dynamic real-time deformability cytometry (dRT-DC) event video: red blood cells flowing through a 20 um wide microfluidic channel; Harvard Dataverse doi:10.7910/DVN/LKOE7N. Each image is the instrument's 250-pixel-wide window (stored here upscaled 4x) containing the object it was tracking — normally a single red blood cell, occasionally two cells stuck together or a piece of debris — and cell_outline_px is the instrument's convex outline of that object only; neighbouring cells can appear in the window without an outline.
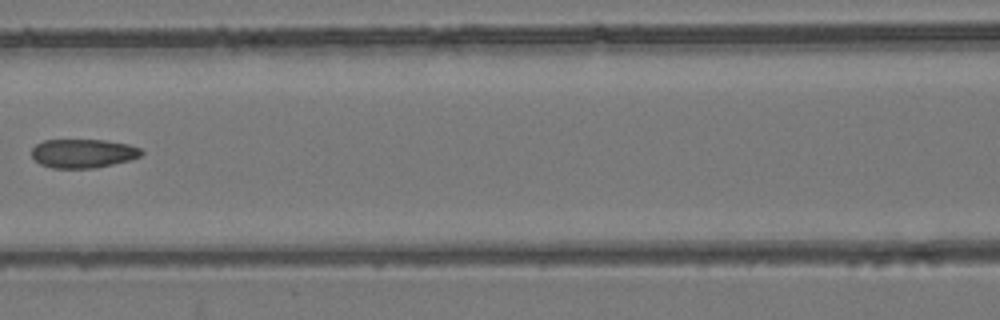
{"species": "common noctule bat (a hibernating species)", "species_latin": "Nyctalus noctula", "temperature_condition": "room temperature", "stored_images_in_passage": 7, "camera_frame_rate_fps": 3000, "um_per_image_px": 0.085, "animal": {"sex": "female", "body_mass_g": 24.6, "forearm_length_mm": 56.2}, "frame": {"image": 1, "passage_image": 7, "time_ms": 2.0, "image_size_px": [1000, 320], "cell_outline_px": [[144, 152], [140, 156], [128, 160], [96, 168], [52, 168], [40, 164], [32, 156], [32, 148], [36, 144], [44, 140], [104, 140], [128, 144], [140, 148]], "centroid_in_image_um": [7.05, 13.04], "position_along_channel_um": 159.6, "area_um2": 18.38}}